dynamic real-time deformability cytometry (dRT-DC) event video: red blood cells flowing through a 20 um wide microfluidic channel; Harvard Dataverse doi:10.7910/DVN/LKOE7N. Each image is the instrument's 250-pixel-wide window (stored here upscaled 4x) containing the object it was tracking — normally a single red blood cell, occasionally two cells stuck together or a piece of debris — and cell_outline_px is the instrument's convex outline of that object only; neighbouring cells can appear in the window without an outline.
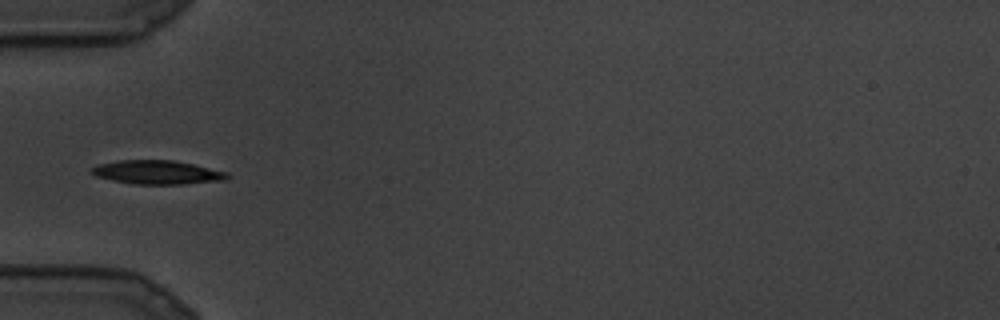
{"species": "common noctule bat (a hibernating species)", "species_latin": "Nyctalus noctula", "temperature_condition": "cold", "stored_images_in_passage": 9, "camera_frame_rate_fps": 3000, "um_per_image_px": 0.085, "animal": {"sex": "male", "body_mass_g": 19.5, "forearm_length_mm": 54.6}, "frame": {"image": 1, "passage_image": 1, "time_ms": 0.0, "image_size_px": [1000, 320], "cell_outline_px": [[232, 176], [224, 180], [184, 184], [132, 184], [112, 180], [96, 176], [88, 172], [92, 168], [100, 164], [120, 160], [172, 160], [192, 164], [228, 172]], "centroid_in_image_um": [13.37, 14.65], "position_along_channel_um": 71.6, "area_um2": 18.79}}
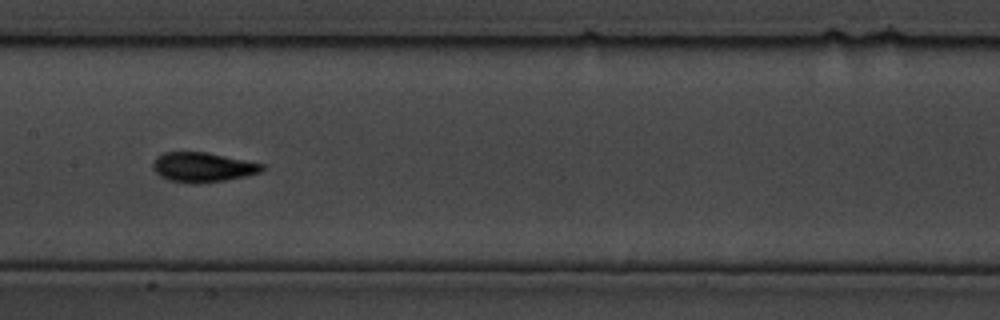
{"frame": {"image": 2, "passage_image": 6, "time_ms": 1.667, "image_size_px": [1000, 320], "cell_outline_px": [[264, 168], [260, 172], [244, 176], [224, 180], [200, 184], [192, 184], [168, 180], [160, 176], [152, 168], [152, 164], [156, 156], [164, 152], [208, 152], [264, 164]], "centroid_in_image_um": [17.19, 14.21], "position_along_channel_um": 190.2, "area_um2": 18.96}}
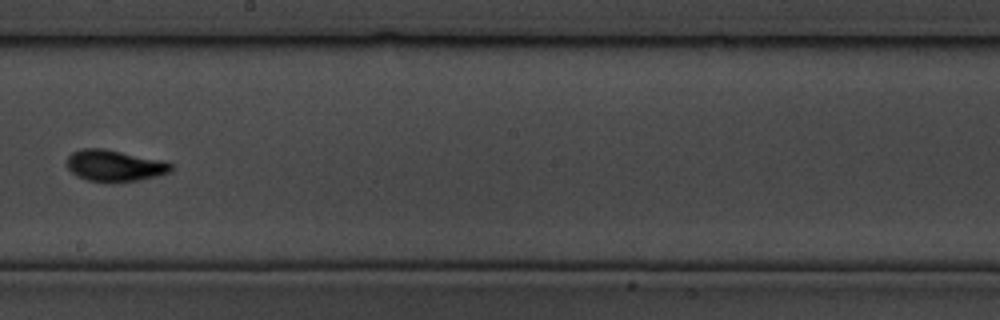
{"frame": {"image": 3, "passage_image": 8, "time_ms": 2.333, "image_size_px": [1000, 320], "cell_outline_px": [[172, 168], [168, 172], [156, 176], [140, 180], [88, 180], [76, 176], [68, 168], [68, 156], [72, 152], [84, 148], [104, 148], [164, 160], [172, 164]], "centroid_in_image_um": [9.75, 14.04], "position_along_channel_um": 238.5, "area_um2": 18.61}}